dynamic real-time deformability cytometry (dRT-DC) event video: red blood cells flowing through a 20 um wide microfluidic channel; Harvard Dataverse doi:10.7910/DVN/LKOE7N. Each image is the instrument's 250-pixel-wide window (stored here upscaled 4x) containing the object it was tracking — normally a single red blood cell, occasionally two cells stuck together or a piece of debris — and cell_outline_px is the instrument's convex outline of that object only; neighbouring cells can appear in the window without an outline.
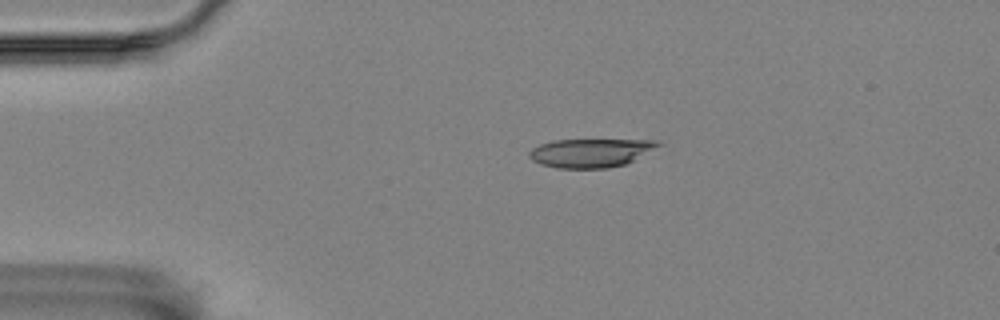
{"species": "Egyptian fruit bat (a non-hibernating species)", "species_latin": "Rousettus aegyptiacus", "temperature_condition": "room temperature", "stored_images_in_passage": 47, "camera_frame_rate_fps": 3000, "um_per_image_px": 0.085, "animal": {"sex": "female"}, "frame": {"image": 1, "passage_image": 2, "time_ms": 0.333, "image_size_px": [1000, 320], "cell_outline_px": [[664, 144], [624, 164], [608, 168], [556, 168], [540, 164], [532, 160], [528, 156], [528, 152], [532, 148], [540, 144], [552, 140], [656, 140]], "centroid_in_image_um": [50.16, 12.99], "position_along_channel_um": 34.8, "area_um2": 21.44}}
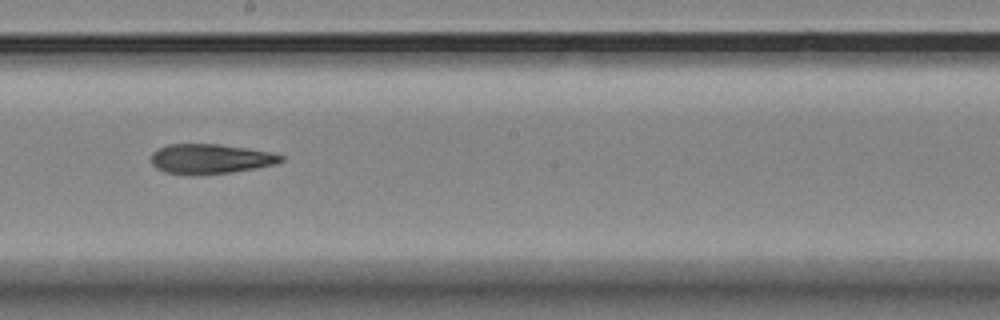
{"frame": {"image": 2, "passage_image": 22, "time_ms": 7.0, "image_size_px": [1000, 320], "cell_outline_px": [[284, 160], [276, 164], [256, 168], [232, 172], [200, 176], [188, 176], [164, 172], [156, 168], [152, 164], [152, 152], [168, 144], [220, 144], [248, 148], [272, 152], [284, 156]], "centroid_in_image_um": [17.89, 13.52], "position_along_channel_um": 230.3, "area_um2": 23.0}}
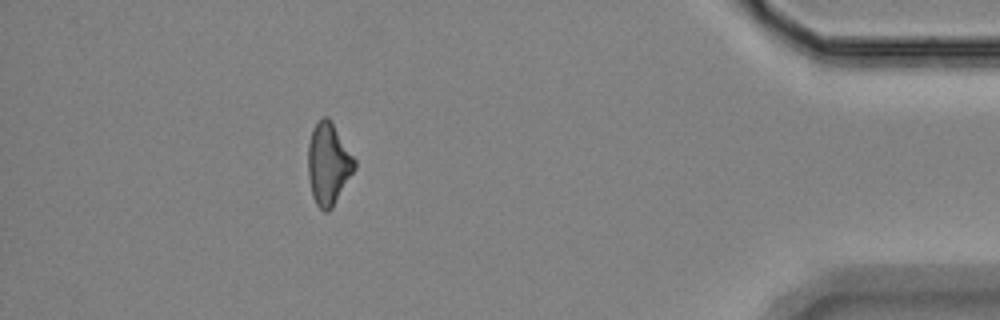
{"frame": {"image": 3, "passage_image": 41, "time_ms": 13.333, "image_size_px": [1000, 320], "cell_outline_px": [[356, 168], [332, 208], [328, 212], [324, 212], [316, 204], [312, 196], [308, 176], [308, 144], [312, 128], [324, 116], [328, 116], [356, 160]], "centroid_in_image_um": [27.91, 13.94], "position_along_channel_um": 407.3, "area_um2": 22.2}, "authors_computed_cell_mechanics": {"area_um2": 22.6576, "velocity_mm_per_s": 3.5428, "shape_relaxation_time_tau1_ms": null, "shape_relaxation_time_tau2_ms": 8.7824, "deformation_change_tau1": null, "deformation_change_tau2": 0.2124}}